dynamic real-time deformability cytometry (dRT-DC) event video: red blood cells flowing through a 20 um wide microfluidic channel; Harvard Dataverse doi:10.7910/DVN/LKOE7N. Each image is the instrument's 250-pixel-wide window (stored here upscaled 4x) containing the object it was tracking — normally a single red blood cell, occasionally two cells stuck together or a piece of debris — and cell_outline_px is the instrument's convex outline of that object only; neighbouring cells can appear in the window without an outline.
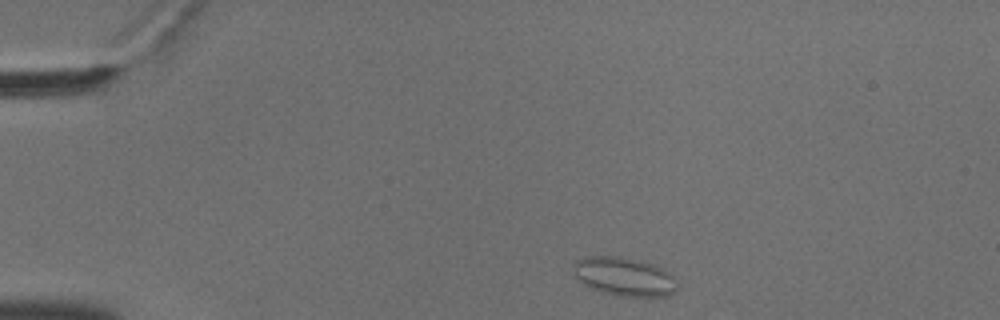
{"species": "common noctule bat (a hibernating species)", "species_latin": "Nyctalus noctula", "temperature_condition": "cold", "stored_images_in_passage": 47, "camera_frame_rate_fps": 3000, "um_per_image_px": 0.085, "animal": {"sex": "male", "body_mass_g": 18.8}, "frame": {"image": 1, "passage_image": 2, "time_ms": 0.333, "image_size_px": [1000, 320], "cell_outline_px": [[676, 292], [668, 296], [620, 296], [588, 288], [576, 276], [572, 264], [576, 260], [584, 256], [620, 256], [640, 260], [664, 268], [672, 276], [676, 288]], "centroid_in_image_um": [53.03, 23.5], "position_along_channel_um": 32.0, "area_um2": 23.41}}
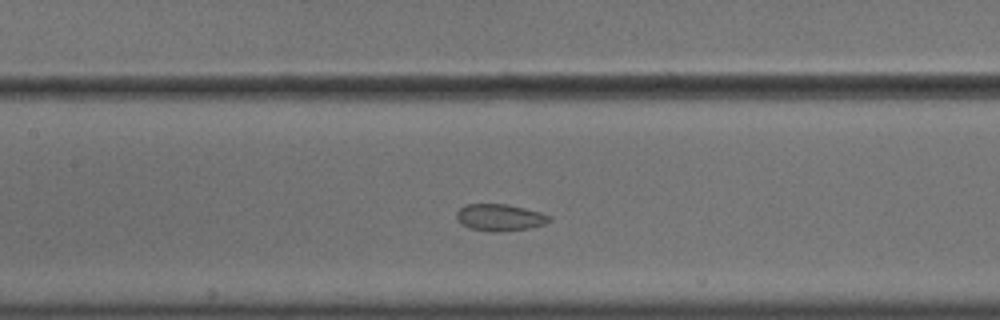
{"frame": {"image": 2, "passage_image": 18, "time_ms": 5.667, "image_size_px": [1000, 320], "cell_outline_px": [[552, 220], [544, 224], [528, 228], [500, 232], [492, 232], [468, 228], [460, 224], [456, 220], [456, 212], [464, 204], [508, 204], [540, 212], [552, 216]], "centroid_in_image_um": [42.45, 18.49], "position_along_channel_um": 164.9, "area_um2": 14.74}}
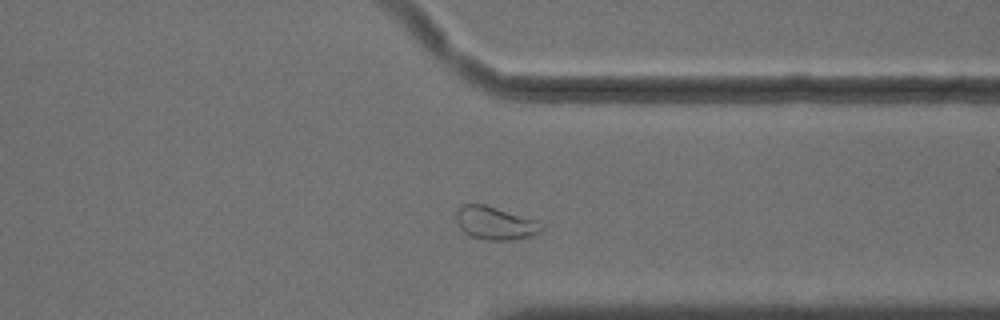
{"frame": {"image": 3, "passage_image": 35, "time_ms": 11.333, "image_size_px": [1000, 320], "cell_outline_px": [[544, 228], [540, 232], [532, 236], [508, 240], [484, 240], [472, 236], [464, 232], [460, 228], [456, 220], [456, 212], [460, 204], [484, 204], [536, 220]], "centroid_in_image_um": [42.06, 18.96], "position_along_channel_um": 369.3, "area_um2": 16.36}, "authors_computed_cell_mechanics": {"area_um2": 15.7794, "velocity_mm_per_s": 3.6082, "shape_relaxation_time_tau1_ms": 10.4874, "shape_relaxation_time_tau2_ms": 1.3542, "deformation_change_tau1": 0.1335, "deformation_change_tau2": 0.0644}}